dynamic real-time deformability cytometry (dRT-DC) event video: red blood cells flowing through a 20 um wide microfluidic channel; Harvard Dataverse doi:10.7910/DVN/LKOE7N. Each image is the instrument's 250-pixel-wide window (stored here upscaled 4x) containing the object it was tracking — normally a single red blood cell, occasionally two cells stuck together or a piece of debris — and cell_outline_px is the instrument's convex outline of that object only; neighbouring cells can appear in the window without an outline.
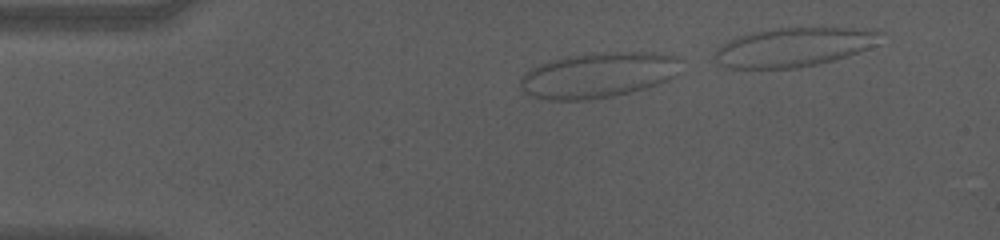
{"species": "human", "species_latin": "Homo sapiens", "temperature_condition": "cold", "stored_images_in_passage": 43, "segment_of_instrument_passage": [1, 2], "camera_frame_rate_fps": 3000, "um_per_image_px": 0.085, "donor": {"sex": "male"}, "frame": {"image": 1, "passage_image": 5, "time_ms": 1.333, "image_size_px": [1000, 240], "cell_outline_px": [[680, 60], [676, 76], [656, 84], [644, 88], [612, 96], [588, 100], [548, 100], [528, 96], [520, 92], [520, 76], [524, 72], [540, 64], [552, 60], [568, 56], [588, 52], [652, 52], [680, 56]], "centroid_in_image_um": [50.79, 6.38], "position_along_channel_um": 34.2, "area_um2": 42.89}}
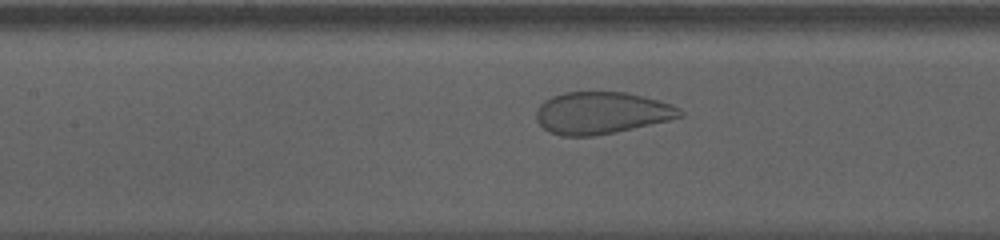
{"frame": {"image": 2, "passage_image": 19, "time_ms": 6.0, "image_size_px": [1000, 240], "cell_outline_px": [[684, 116], [668, 120], [616, 132], [592, 136], [560, 136], [548, 132], [536, 120], [536, 108], [544, 100], [552, 96], [564, 92], [628, 92], [672, 104], [680, 108], [684, 112]], "centroid_in_image_um": [51.11, 9.6], "position_along_channel_um": 156.3, "area_um2": 35.37}}
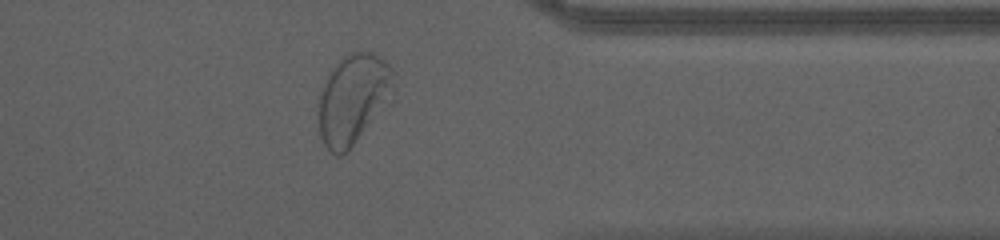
{"frame": {"image": 3, "passage_image": 39, "time_ms": 12.667, "image_size_px": [1000, 240], "cell_outline_px": [[392, 88], [388, 104], [352, 144], [340, 156], [336, 156], [324, 144], [320, 136], [316, 112], [316, 104], [324, 84], [328, 76], [340, 60], [348, 52], [372, 52], [384, 60], [392, 68]], "centroid_in_image_um": [29.96, 8.41], "position_along_channel_um": 381.4, "area_um2": 38.73}}